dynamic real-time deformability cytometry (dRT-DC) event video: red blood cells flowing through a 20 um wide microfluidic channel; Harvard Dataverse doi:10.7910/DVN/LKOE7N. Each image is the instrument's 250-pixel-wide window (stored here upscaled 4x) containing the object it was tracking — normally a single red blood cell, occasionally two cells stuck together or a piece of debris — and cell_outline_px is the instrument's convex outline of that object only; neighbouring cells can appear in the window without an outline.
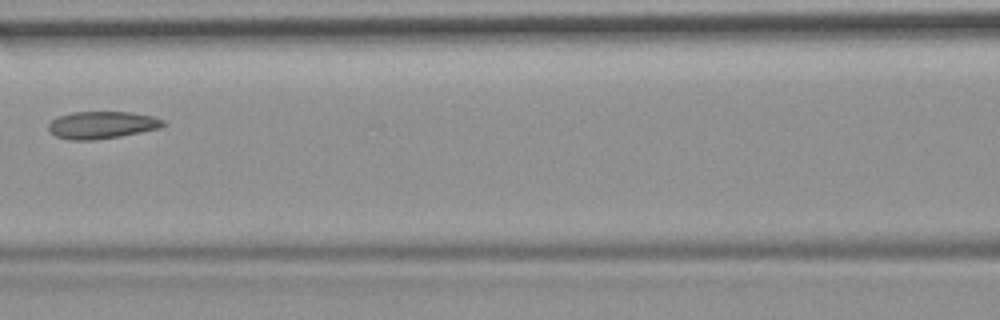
{"species": "common noctule bat (a hibernating species)", "species_latin": "Nyctalus noctula", "temperature_condition": "room temperature", "stored_images_in_passage": 6, "camera_frame_rate_fps": 3000, "um_per_image_px": 0.085, "animal": {"sex": "female", "body_mass_g": 19.9}, "frame": {"image": 1, "passage_image": 6, "time_ms": 1.667, "image_size_px": [1000, 320], "cell_outline_px": [[168, 124], [160, 128], [120, 136], [92, 140], [68, 140], [56, 136], [48, 128], [48, 124], [56, 116], [72, 112], [132, 112], [152, 116], [164, 120]], "centroid_in_image_um": [8.67, 10.62], "position_along_channel_um": 157.9, "area_um2": 18.32}}